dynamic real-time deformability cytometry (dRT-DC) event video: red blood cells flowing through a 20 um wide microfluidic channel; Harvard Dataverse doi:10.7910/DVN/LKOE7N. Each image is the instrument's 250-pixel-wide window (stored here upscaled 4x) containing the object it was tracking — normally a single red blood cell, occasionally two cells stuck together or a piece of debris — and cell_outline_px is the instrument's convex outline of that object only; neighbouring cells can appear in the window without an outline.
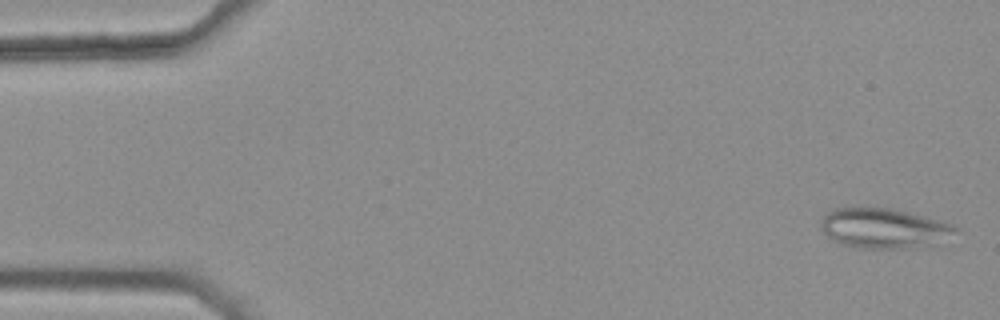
{"species": "common noctule bat (a hibernating species)", "species_latin": "Nyctalus noctula", "temperature_condition": "warm", "stored_images_in_passage": 5, "camera_frame_rate_fps": 3000, "um_per_image_px": 0.085, "animal": {"sex": "female", "body_mass_g": 25.1}, "frame": {"image": 1, "passage_image": 1, "time_ms": 0.0, "image_size_px": [1000, 320], "cell_outline_px": [[960, 232], [936, 244], [916, 248], [860, 248], [844, 244], [828, 236], [820, 228], [824, 216], [828, 212], [836, 208], [888, 208], [924, 216], [952, 224]], "centroid_in_image_um": [75.19, 19.42], "position_along_channel_um": 9.8, "area_um2": 31.04}}